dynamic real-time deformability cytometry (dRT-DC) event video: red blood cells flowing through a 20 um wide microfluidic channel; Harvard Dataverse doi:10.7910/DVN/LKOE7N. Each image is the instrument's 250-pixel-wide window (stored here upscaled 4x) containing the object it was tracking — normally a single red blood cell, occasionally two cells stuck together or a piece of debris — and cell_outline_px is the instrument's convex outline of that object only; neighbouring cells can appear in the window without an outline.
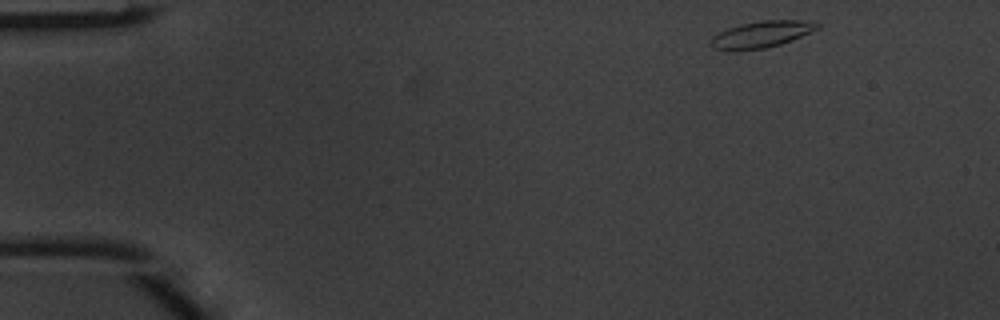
{"species": "common noctule bat (a hibernating species)", "species_latin": "Nyctalus noctula", "temperature_condition": "warm", "stored_images_in_passage": 3, "camera_frame_rate_fps": 3000, "um_per_image_px": 0.085, "animal": {"sex": "male", "body_mass_g": 20.1, "forearm_length_mm": 53.5}, "frame": {"image": 1, "passage_image": 1, "time_ms": 0.0, "image_size_px": [1000, 320], "cell_outline_px": [[820, 28], [792, 40], [780, 44], [764, 48], [732, 52], [712, 48], [708, 44], [712, 36], [728, 28], [740, 24], [764, 20], [804, 20], [820, 24]], "centroid_in_image_um": [64.67, 2.94], "position_along_channel_um": 20.3, "area_um2": 16.7}}
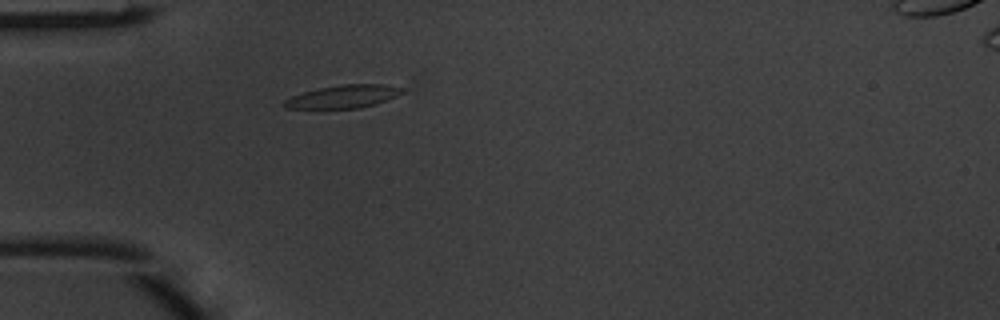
{"frame": {"image": 2, "passage_image": 3, "time_ms": 0.667, "image_size_px": [1000, 320], "cell_outline_px": [[404, 92], [396, 96], [376, 104], [360, 108], [284, 108], [284, 100], [292, 96], [304, 92], [320, 88], [340, 84], [380, 84], [400, 88]], "centroid_in_image_um": [29.17, 8.21], "position_along_channel_um": 55.8, "area_um2": 15.49}}